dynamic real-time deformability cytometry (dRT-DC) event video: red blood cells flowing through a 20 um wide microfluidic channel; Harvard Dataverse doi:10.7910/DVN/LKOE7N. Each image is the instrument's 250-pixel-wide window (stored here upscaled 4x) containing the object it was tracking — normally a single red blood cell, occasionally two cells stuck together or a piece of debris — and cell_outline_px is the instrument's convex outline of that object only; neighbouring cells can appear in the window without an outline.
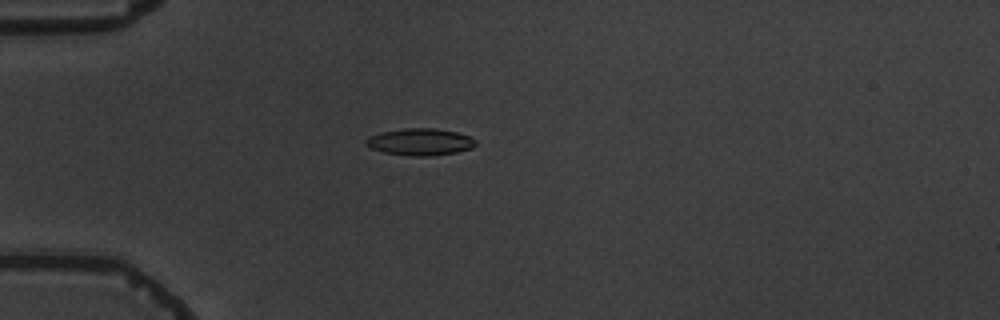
{"species": "common noctule bat (a hibernating species)", "species_latin": "Nyctalus noctula", "temperature_condition": "warm", "stored_images_in_passage": 7, "camera_frame_rate_fps": 3000, "um_per_image_px": 0.085, "animal": {"sex": "male", "body_mass_g": 19.5, "forearm_length_mm": 54.6}, "frame": {"image": 1, "passage_image": 5, "time_ms": 4.667, "image_size_px": [1000, 320], "cell_outline_px": [[476, 144], [472, 148], [456, 152], [428, 156], [412, 156], [384, 152], [372, 148], [364, 144], [364, 140], [368, 136], [384, 132], [404, 128], [436, 128], [456, 132], [468, 136], [476, 140]], "centroid_in_image_um": [35.7, 12.06], "position_along_channel_um": 49.3, "area_um2": 17.11}}